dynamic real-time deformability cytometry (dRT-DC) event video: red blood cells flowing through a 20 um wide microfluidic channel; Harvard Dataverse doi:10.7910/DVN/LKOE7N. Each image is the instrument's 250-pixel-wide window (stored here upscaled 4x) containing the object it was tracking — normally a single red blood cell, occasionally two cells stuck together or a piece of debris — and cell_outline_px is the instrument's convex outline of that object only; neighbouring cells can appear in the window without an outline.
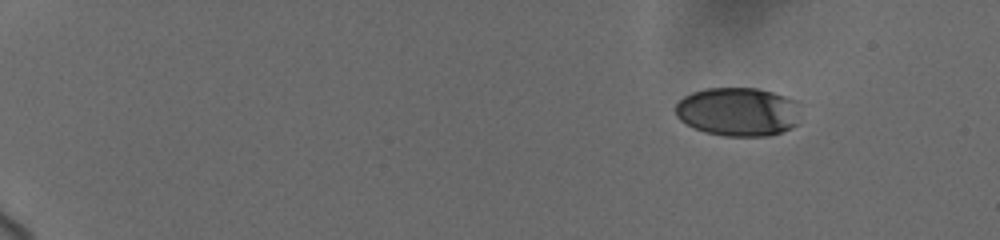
{"species": "human", "species_latin": "Homo sapiens", "temperature_condition": "cold", "stored_images_in_passage": 43, "camera_frame_rate_fps": 3000, "um_per_image_px": 0.085, "donor": {"sex": "female"}, "frame": {"image": 1, "passage_image": 1, "time_ms": 0.0, "image_size_px": [1000, 240], "cell_outline_px": [[796, 124], [792, 128], [768, 136], [724, 136], [704, 132], [680, 120], [676, 116], [676, 104], [684, 96], [692, 92], [704, 88], [760, 88], [796, 100]], "centroid_in_image_um": [62.69, 9.49], "position_along_channel_um": 22.3, "area_um2": 35.32}}
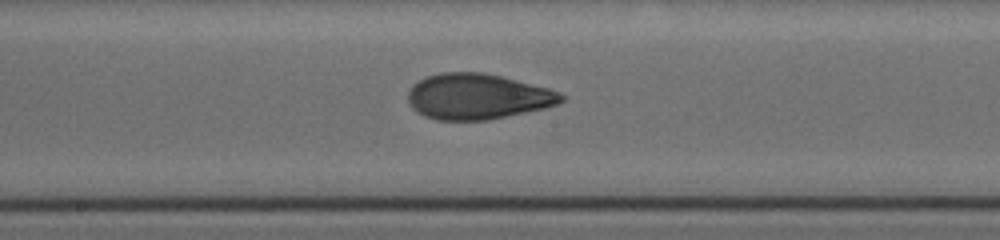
{"frame": {"image": 2, "passage_image": 23, "time_ms": 9.0, "image_size_px": [1000, 240], "cell_outline_px": [[564, 100], [556, 104], [544, 108], [488, 120], [436, 120], [424, 116], [416, 112], [408, 104], [408, 92], [412, 84], [428, 76], [440, 72], [480, 72], [500, 76], [548, 88], [560, 92], [564, 96]], "centroid_in_image_um": [40.55, 8.21], "position_along_channel_um": 207.7, "area_um2": 40.69}}
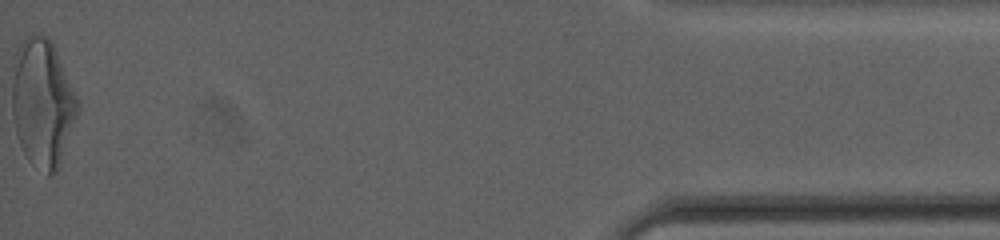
{"frame": {"image": 3, "passage_image": 43, "time_ms": 17.0, "image_size_px": [1000, 240], "cell_outline_px": [[80, 108], [60, 168], [56, 172], [48, 176], [32, 164], [28, 160], [20, 144], [16, 132], [12, 116], [12, 60], [20, 44], [32, 32], [48, 36], [52, 40], [80, 100]], "centroid_in_image_um": [3.64, 8.74], "position_along_channel_um": 431.6, "area_um2": 50.11}, "authors_computed_cell_mechanics": {"area_um2": 39.9398, "velocity_mm_per_s": 3.6864, "shape_relaxation_time_tau1_ms": 7.0506, "shape_relaxation_time_tau2_ms": 1.2737, "deformation_change_tau1": 0.221, "deformation_change_tau2": 0.072}}